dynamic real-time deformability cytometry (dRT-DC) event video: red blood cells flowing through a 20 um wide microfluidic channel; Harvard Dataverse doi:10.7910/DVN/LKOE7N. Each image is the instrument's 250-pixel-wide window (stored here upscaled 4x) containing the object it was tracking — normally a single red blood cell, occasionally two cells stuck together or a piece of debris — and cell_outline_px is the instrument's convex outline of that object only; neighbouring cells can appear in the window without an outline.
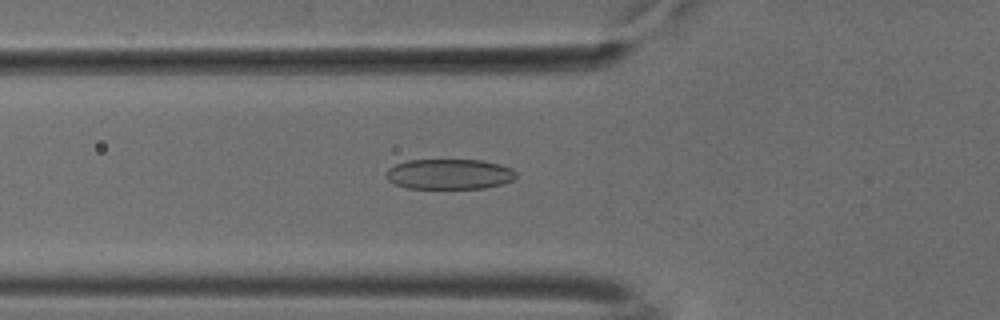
{"species": "common noctule bat (a hibernating species)", "species_latin": "Nyctalus noctula", "temperature_condition": "cold", "stored_images_in_passage": 53, "camera_frame_rate_fps": 3000, "um_per_image_px": 0.085, "animal": {"sex": "male", "body_mass_g": 18.8}, "frame": {"image": 1, "passage_image": 19, "time_ms": 6.0, "image_size_px": [1000, 320], "cell_outline_px": [[516, 176], [512, 180], [504, 184], [484, 188], [408, 188], [396, 184], [388, 180], [388, 168], [396, 164], [408, 160], [480, 160], [500, 164], [512, 168], [516, 172]], "centroid_in_image_um": [38.24, 14.8], "position_along_channel_um": 87.6, "area_um2": 22.83}}
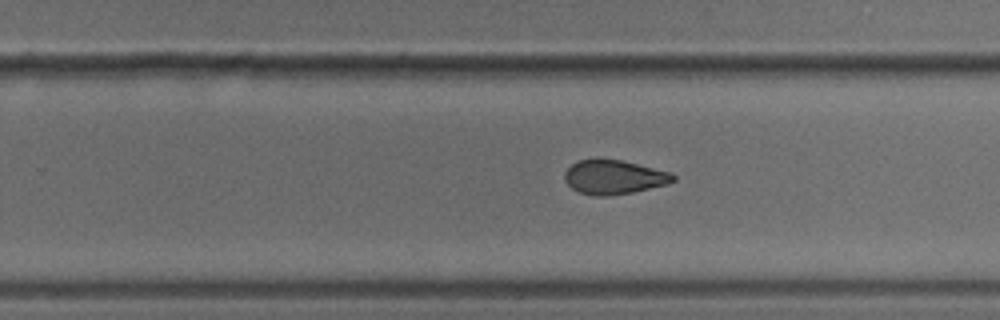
{"frame": {"image": 2, "passage_image": 34, "time_ms": 11.0, "image_size_px": [1000, 320], "cell_outline_px": [[676, 180], [668, 184], [632, 192], [608, 196], [592, 196], [580, 192], [572, 188], [564, 180], [564, 172], [572, 164], [580, 160], [620, 160], [672, 172], [676, 176]], "centroid_in_image_um": [52.21, 15.07], "position_along_channel_um": 277.6, "area_um2": 21.44}}
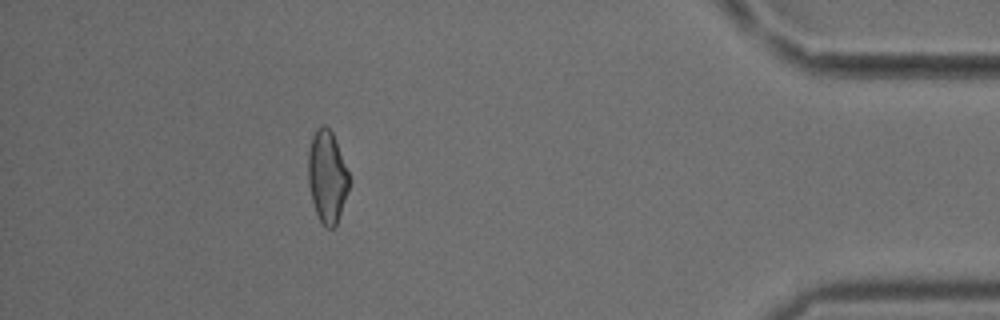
{"frame": {"image": 3, "passage_image": 48, "time_ms": 15.667, "image_size_px": [1000, 320], "cell_outline_px": [[352, 180], [336, 224], [332, 228], [328, 228], [320, 220], [316, 212], [312, 200], [308, 184], [308, 152], [312, 136], [316, 128], [320, 124], [324, 124], [332, 132]], "centroid_in_image_um": [27.81, 14.97], "position_along_channel_um": 407.4, "area_um2": 22.02}, "authors_computed_cell_mechanics": {"area_um2": 22.6576, "velocity_mm_per_s": 3.7776, "shape_relaxation_time_tau1_ms": null, "shape_relaxation_time_tau2_ms": 2.1615, "deformation_change_tau1": null, "deformation_change_tau2": 0.0838}}